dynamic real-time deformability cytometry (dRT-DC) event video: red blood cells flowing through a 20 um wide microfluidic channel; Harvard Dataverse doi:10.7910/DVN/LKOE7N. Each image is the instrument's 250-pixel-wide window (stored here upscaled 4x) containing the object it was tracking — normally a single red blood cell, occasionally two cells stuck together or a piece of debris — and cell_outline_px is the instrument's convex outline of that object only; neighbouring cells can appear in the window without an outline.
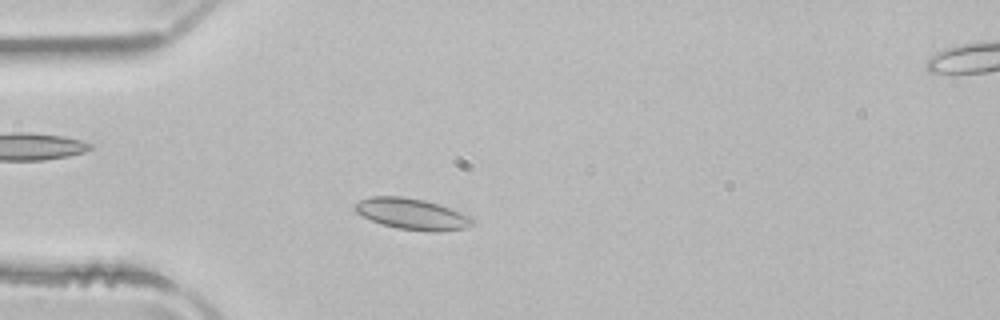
{"species": "common noctule bat (a hibernating species)", "species_latin": "Nyctalus noctula", "temperature_condition": "room temperature", "stored_images_in_passage": 38, "camera_frame_rate_fps": 3000, "um_per_image_px": 0.085, "animal": {"sex": "male", "body_mass_g": 21.5, "forearm_length_mm": 52.0}, "frame": {"image": 1, "passage_image": 1, "time_ms": 0.0, "image_size_px": [1000, 320], "cell_outline_px": [[476, 220], [472, 224], [464, 228], [436, 232], [428, 232], [396, 228], [372, 220], [356, 212], [352, 208], [352, 204], [360, 200], [372, 196], [400, 196], [424, 200], [440, 204], [472, 216]], "centroid_in_image_um": [35.03, 18.18], "position_along_channel_um": 50.0, "area_um2": 21.44}}
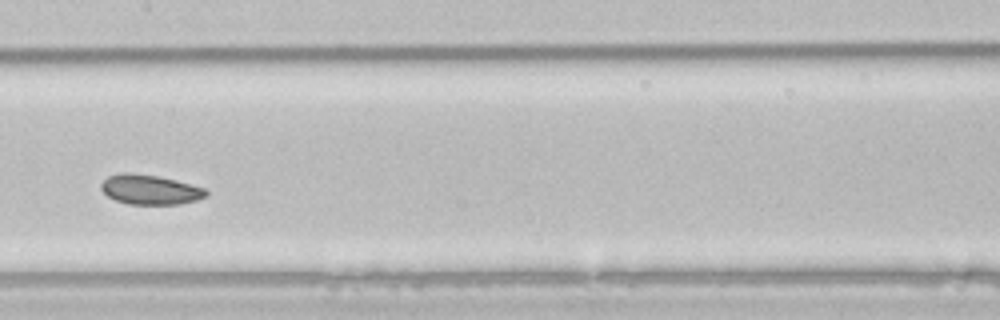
{"frame": {"image": 2, "passage_image": 13, "time_ms": 4.0, "image_size_px": [1000, 320], "cell_outline_px": [[208, 196], [196, 200], [180, 204], [128, 204], [116, 200], [108, 196], [100, 188], [100, 184], [108, 176], [120, 172], [128, 172], [156, 176], [176, 180], [204, 188], [208, 192]], "centroid_in_image_um": [12.74, 16.11], "position_along_channel_um": 194.7, "area_um2": 18.15}}
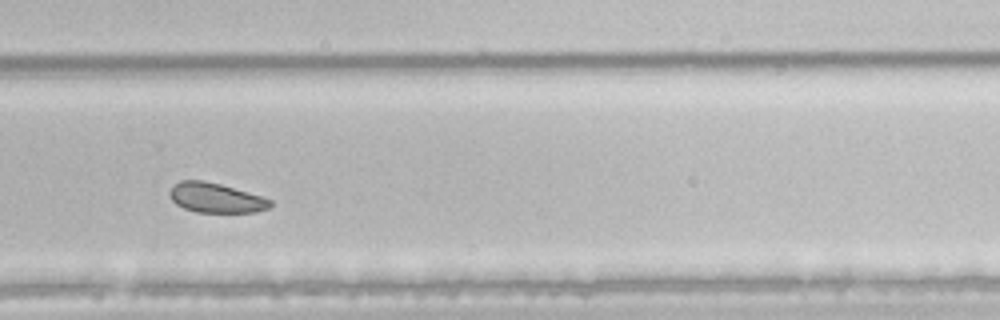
{"frame": {"image": 3, "passage_image": 22, "time_ms": 7.0, "image_size_px": [1000, 320], "cell_outline_px": [[272, 204], [268, 208], [256, 212], [196, 212], [184, 208], [176, 204], [168, 196], [168, 192], [172, 184], [180, 180], [204, 180], [220, 184], [248, 192], [272, 200]], "centroid_in_image_um": [18.29, 16.8], "position_along_channel_um": 311.5, "area_um2": 17.51}, "authors_computed_cell_mechanics": {"area_um2": 18.8428, "velocity_mm_per_s": 3.911, "shape_relaxation_time_tau1_ms": 2.7414, "shape_relaxation_time_tau2_ms": 4.7123, "deformation_change_tau1": 0.046, "deformation_change_tau2": 0.0585}}